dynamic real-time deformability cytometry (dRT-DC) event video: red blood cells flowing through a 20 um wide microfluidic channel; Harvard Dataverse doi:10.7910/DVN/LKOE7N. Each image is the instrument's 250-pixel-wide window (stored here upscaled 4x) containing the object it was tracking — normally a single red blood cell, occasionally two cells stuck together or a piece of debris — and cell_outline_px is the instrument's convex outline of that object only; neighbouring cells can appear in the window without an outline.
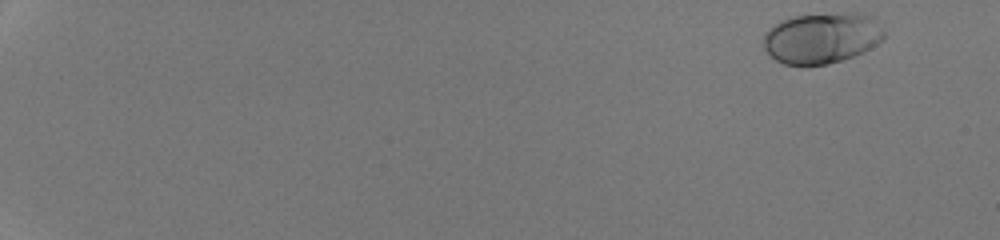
{"species": "human", "species_latin": "Homo sapiens", "temperature_condition": "room temperature", "stored_images_in_passage": 51, "camera_frame_rate_fps": 3000, "um_per_image_px": 0.085, "donor": {"sex": "male"}, "frame": {"image": 1, "passage_image": 2, "time_ms": 0.333, "image_size_px": [1000, 240], "cell_outline_px": [[884, 40], [864, 52], [828, 64], [784, 64], [776, 60], [764, 48], [764, 32], [768, 28], [780, 20], [796, 16], [848, 12], [860, 12], [872, 16], [884, 32]], "centroid_in_image_um": [69.87, 3.21], "position_along_channel_um": 15.1, "area_um2": 35.72}}
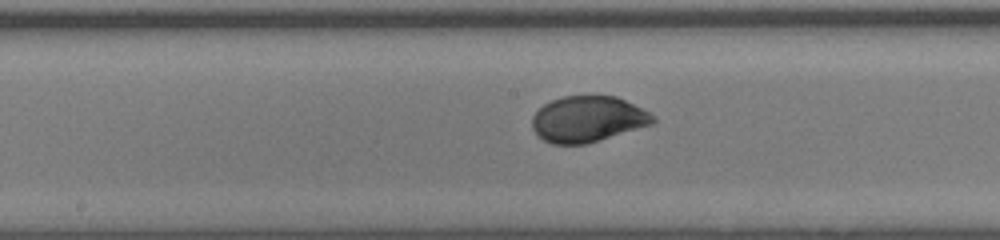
{"frame": {"image": 2, "passage_image": 30, "time_ms": 9.667, "image_size_px": [1000, 240], "cell_outline_px": [[656, 120], [652, 124], [584, 144], [552, 144], [544, 140], [532, 128], [532, 116], [544, 104], [552, 100], [564, 96], [616, 96], [656, 116]], "centroid_in_image_um": [49.94, 10.12], "position_along_channel_um": 198.3, "area_um2": 31.85}}
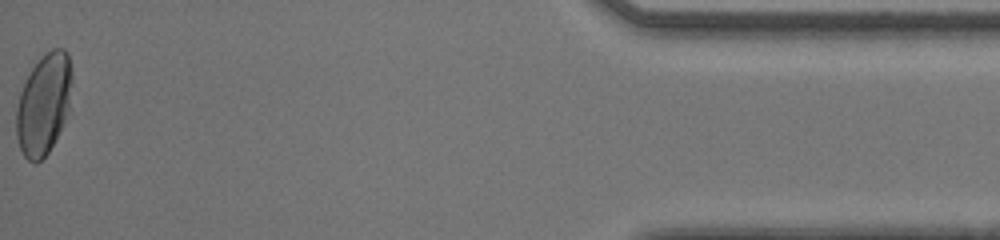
{"frame": {"image": 3, "passage_image": 51, "time_ms": 16.667, "image_size_px": [1000, 240], "cell_outline_px": [[72, 80], [68, 112], [64, 124], [48, 152], [36, 164], [28, 160], [24, 156], [20, 148], [16, 136], [16, 108], [20, 92], [32, 68], [52, 48], [64, 48], [68, 52], [72, 72]], "centroid_in_image_um": [3.73, 8.86], "position_along_channel_um": 431.5, "area_um2": 32.66}, "authors_computed_cell_mechanics": {"area_um2": 32.657, "velocity_mm_per_s": 4.2551, "shape_relaxation_time_tau1_ms": 3.4659, "shape_relaxation_time_tau2_ms": null, "deformation_change_tau1": 0.1609, "deformation_change_tau2": null}}